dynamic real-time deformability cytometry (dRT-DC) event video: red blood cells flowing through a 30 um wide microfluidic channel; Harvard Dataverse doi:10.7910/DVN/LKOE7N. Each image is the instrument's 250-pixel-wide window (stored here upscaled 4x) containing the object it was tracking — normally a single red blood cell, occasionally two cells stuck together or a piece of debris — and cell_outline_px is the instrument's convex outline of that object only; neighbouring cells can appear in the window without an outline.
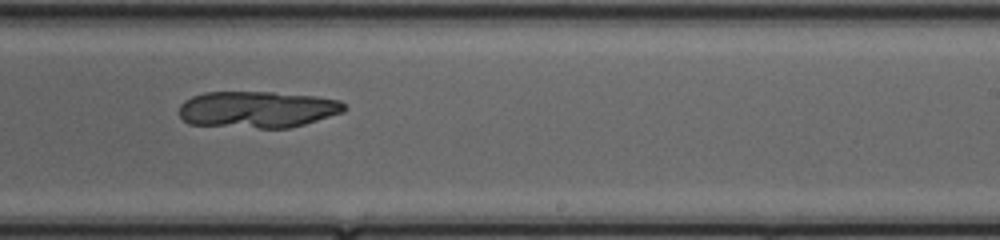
{"species": "common noctule bat (a hibernating species)", "species_latin": "Nyctalus noctula", "temperature_condition": "cold", "stored_images_in_passage": 47, "camera_frame_rate_fps": 3000, "um_per_image_px": 0.085, "animal": {"sex": "female", "body_mass_g": 20.0, "forearm_length_mm": 54.0}, "frame": {"image": 1, "passage_image": 30, "time_ms": 9.667, "image_size_px": [1000, 240], "cell_outline_px": [[344, 112], [304, 124], [288, 128], [260, 128], [188, 124], [180, 116], [180, 104], [184, 100], [192, 96], [204, 92], [272, 92], [316, 96], [340, 100], [344, 104]], "centroid_in_image_um": [21.86, 9.3], "position_along_channel_um": 267.1, "area_um2": 35.26}}
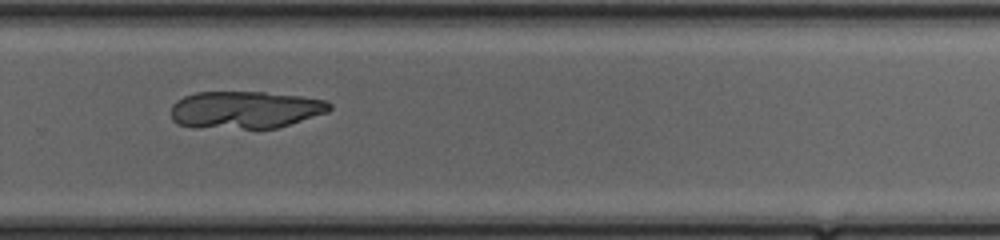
{"frame": {"image": 2, "passage_image": 33, "time_ms": 10.667, "image_size_px": [1000, 240], "cell_outline_px": [[332, 108], [328, 112], [276, 128], [192, 128], [176, 124], [172, 120], [172, 104], [176, 100], [184, 96], [196, 92], [264, 92], [300, 96], [328, 100], [332, 104]], "centroid_in_image_um": [20.82, 9.33], "position_along_channel_um": 309.0, "area_um2": 34.85}}
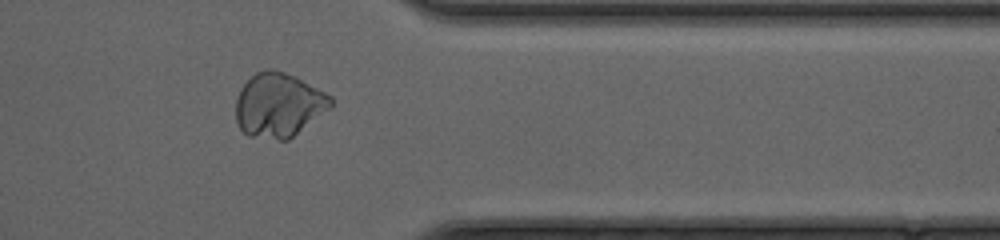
{"frame": {"image": 3, "passage_image": 39, "time_ms": 12.667, "image_size_px": [1000, 240], "cell_outline_px": [[332, 108], [288, 140], [280, 140], [248, 136], [240, 128], [236, 120], [236, 100], [240, 88], [256, 72], [268, 68], [284, 72], [296, 76], [332, 96]], "centroid_in_image_um": [23.7, 8.93], "position_along_channel_um": 387.7, "area_um2": 35.72}}